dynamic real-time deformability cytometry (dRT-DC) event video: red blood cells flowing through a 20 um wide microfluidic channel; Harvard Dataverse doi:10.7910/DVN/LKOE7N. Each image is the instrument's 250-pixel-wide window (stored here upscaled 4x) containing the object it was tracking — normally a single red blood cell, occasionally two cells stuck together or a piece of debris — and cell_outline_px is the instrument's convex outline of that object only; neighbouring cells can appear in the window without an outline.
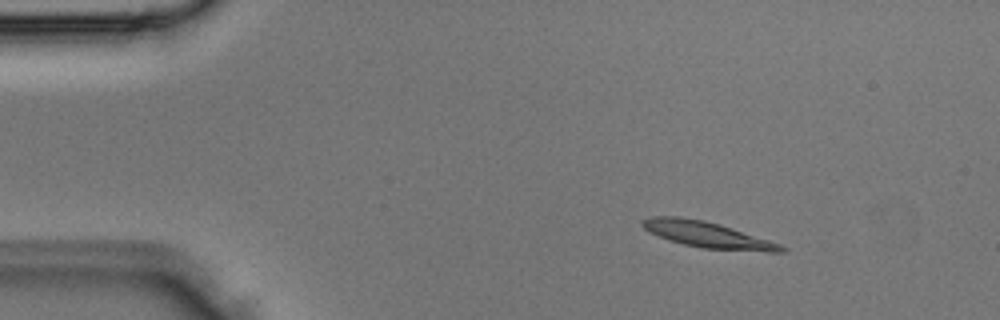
{"species": "Egyptian fruit bat (a non-hibernating species)", "species_latin": "Rousettus aegyptiacus", "temperature_condition": "room temperature", "stored_images_in_passage": 3, "camera_frame_rate_fps": 3000, "um_per_image_px": 0.085, "animal": {"sex": "male"}, "frame": {"image": 1, "passage_image": 1, "time_ms": 0.0, "image_size_px": [1000, 320], "cell_outline_px": [[788, 248], [784, 252], [768, 252], [700, 248], [668, 240], [648, 232], [640, 224], [640, 220], [652, 216], [680, 216], [704, 220], [720, 224], [780, 244]], "centroid_in_image_um": [60.09, 19.94], "position_along_channel_um": 24.9, "area_um2": 21.15}}
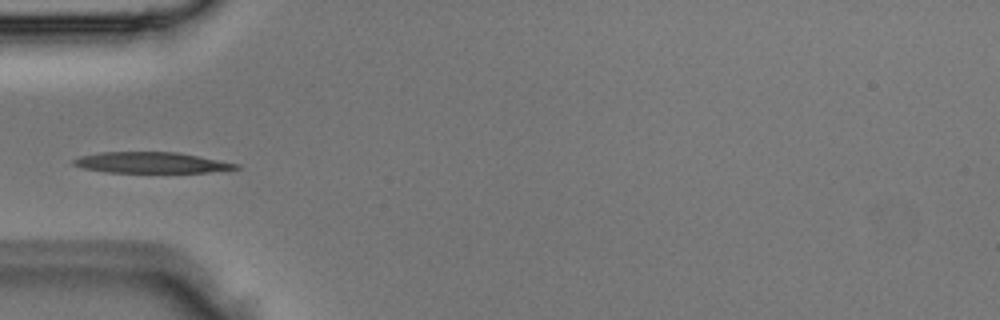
{"frame": {"image": 2, "passage_image": 3, "time_ms": 0.667, "image_size_px": [1000, 320], "cell_outline_px": [[240, 168], [228, 172], [104, 172], [84, 168], [72, 164], [72, 160], [80, 156], [100, 152], [180, 152], [240, 164]], "centroid_in_image_um": [12.95, 13.82], "position_along_channel_um": 72.0, "area_um2": 20.06}}